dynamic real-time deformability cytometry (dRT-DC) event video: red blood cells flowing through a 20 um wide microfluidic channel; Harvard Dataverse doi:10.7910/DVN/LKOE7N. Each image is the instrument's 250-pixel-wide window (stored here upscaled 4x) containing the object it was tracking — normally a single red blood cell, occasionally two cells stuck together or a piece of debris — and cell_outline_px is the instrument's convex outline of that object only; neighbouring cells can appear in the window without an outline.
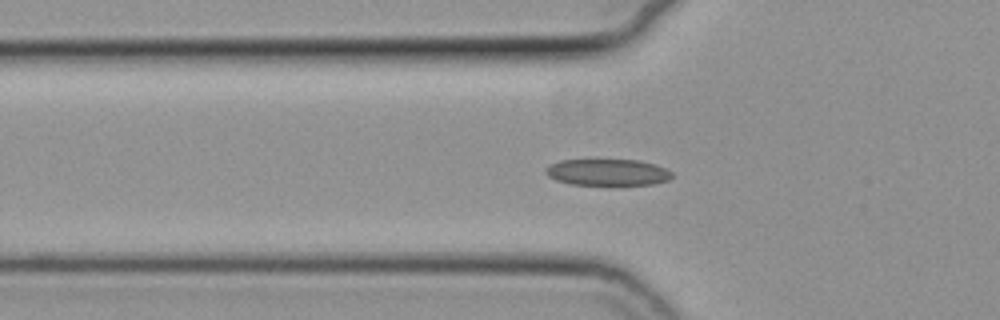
{"species": "common noctule bat (a hibernating species)", "species_latin": "Nyctalus noctula", "temperature_condition": "cold", "stored_images_in_passage": 58, "camera_frame_rate_fps": 3000, "um_per_image_px": 0.085, "animal": {"sex": "female", "body_mass_g": 19.3, "forearm_length_mm": 54.1}, "frame": {"image": 1, "passage_image": 21, "time_ms": 6.667, "image_size_px": [1000, 320], "cell_outline_px": [[672, 176], [668, 180], [652, 184], [616, 188], [572, 184], [556, 180], [548, 176], [544, 172], [552, 164], [560, 160], [640, 160], [656, 164], [672, 172]], "centroid_in_image_um": [51.69, 14.7], "position_along_channel_um": 74.1, "area_um2": 20.35}}
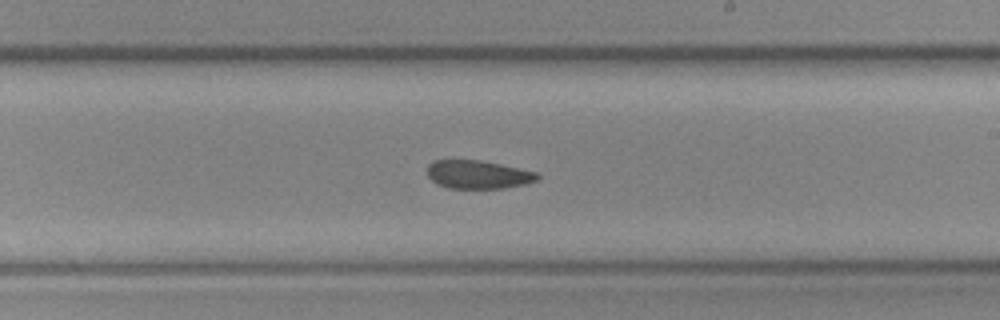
{"frame": {"image": 2, "passage_image": 35, "time_ms": 11.333, "image_size_px": [1000, 320], "cell_outline_px": [[540, 176], [536, 180], [524, 184], [504, 188], [448, 188], [436, 184], [428, 176], [428, 164], [432, 160], [480, 160], [500, 164], [536, 172]], "centroid_in_image_um": [40.6, 14.83], "position_along_channel_um": 248.4, "area_um2": 18.09}}
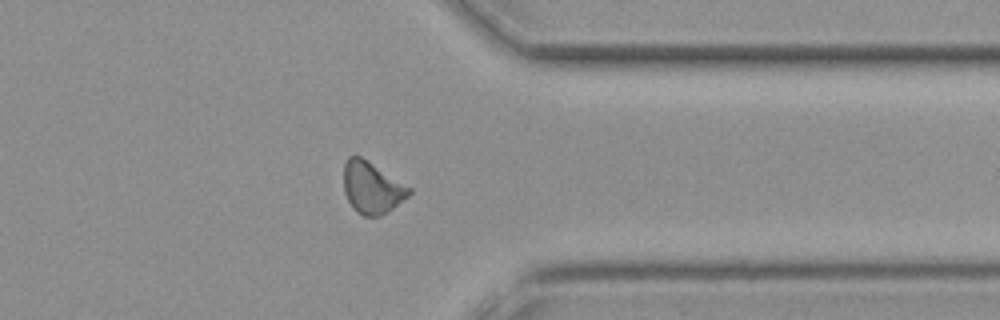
{"frame": {"image": 3, "passage_image": 46, "time_ms": 15.0, "image_size_px": [1000, 320], "cell_outline_px": [[412, 192], [408, 196], [388, 212], [380, 216], [364, 216], [356, 212], [348, 200], [344, 192], [344, 164], [348, 156], [360, 156], [412, 188]], "centroid_in_image_um": [31.61, 15.96], "position_along_channel_um": 379.8, "area_um2": 19.59}}